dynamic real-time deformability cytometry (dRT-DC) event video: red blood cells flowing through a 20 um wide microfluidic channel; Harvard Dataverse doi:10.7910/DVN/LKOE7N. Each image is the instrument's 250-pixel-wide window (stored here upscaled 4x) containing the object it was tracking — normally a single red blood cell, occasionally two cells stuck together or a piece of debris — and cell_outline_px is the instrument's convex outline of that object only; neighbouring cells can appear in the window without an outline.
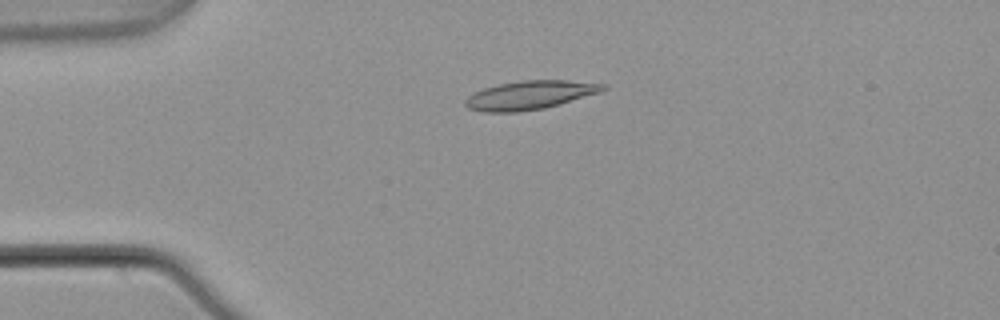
{"species": "common noctule bat (a hibernating species)", "species_latin": "Nyctalus noctula", "temperature_condition": "warm", "stored_images_in_passage": 6, "camera_frame_rate_fps": 3000, "um_per_image_px": 0.085, "animal": {"sex": "male", "body_mass_g": 21.5, "forearm_length_mm": 52.0}, "frame": {"image": 1, "passage_image": 4, "time_ms": 1.0, "image_size_px": [1000, 320], "cell_outline_px": [[608, 88], [600, 92], [560, 104], [544, 108], [516, 112], [484, 112], [468, 108], [464, 104], [464, 100], [468, 96], [484, 88], [500, 84], [520, 80], [568, 80], [608, 84]], "centroid_in_image_um": [45.06, 8.08], "position_along_channel_um": 39.9, "area_um2": 23.0}}
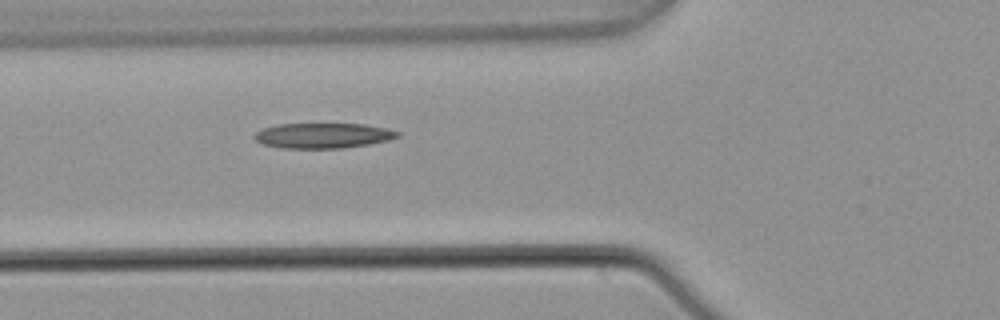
{"frame": {"image": 2, "passage_image": 6, "time_ms": 1.667, "image_size_px": [1000, 320], "cell_outline_px": [[400, 136], [388, 140], [368, 144], [344, 148], [280, 148], [260, 144], [252, 136], [256, 132], [264, 128], [276, 124], [364, 124], [388, 128], [400, 132]], "centroid_in_image_um": [27.44, 11.52], "position_along_channel_um": 98.4, "area_um2": 21.15}}